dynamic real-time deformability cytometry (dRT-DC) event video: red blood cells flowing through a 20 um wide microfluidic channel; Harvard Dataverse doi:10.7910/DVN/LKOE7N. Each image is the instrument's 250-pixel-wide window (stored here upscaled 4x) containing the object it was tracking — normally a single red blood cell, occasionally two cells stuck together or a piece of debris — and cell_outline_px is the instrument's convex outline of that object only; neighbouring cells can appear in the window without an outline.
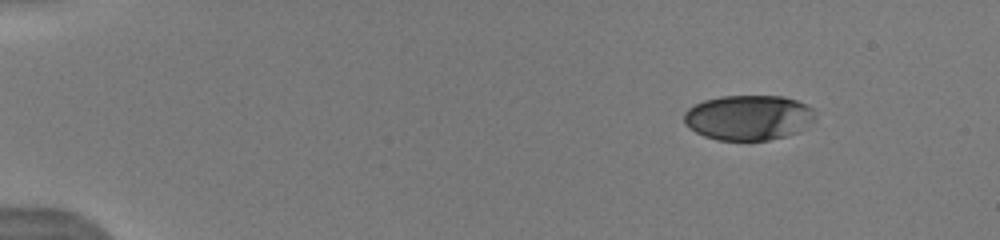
{"species": "human", "species_latin": "Homo sapiens", "temperature_condition": "warm", "stored_images_in_passage": 29, "camera_frame_rate_fps": 3000, "um_per_image_px": 0.085, "donor": {"sex": "male"}, "frame": {"image": 1, "passage_image": 1, "time_ms": 0.0, "image_size_px": [1000, 240], "cell_outline_px": [[816, 120], [800, 132], [768, 140], [716, 140], [704, 136], [696, 132], [684, 124], [684, 112], [688, 108], [704, 100], [720, 96], [784, 96], [796, 100], [812, 108], [816, 116]], "centroid_in_image_um": [63.64, 9.99], "position_along_channel_um": 21.4, "area_um2": 34.74}}
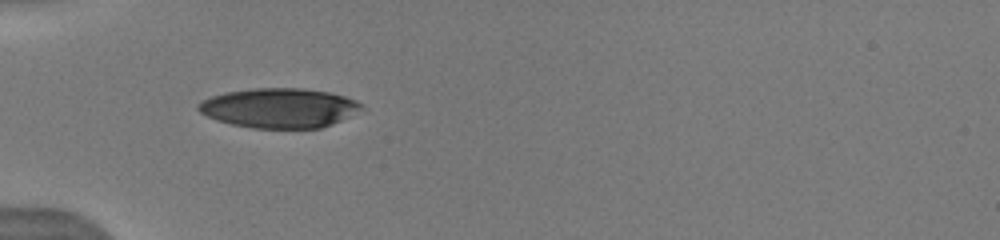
{"frame": {"image": 2, "passage_image": 10, "time_ms": 3.667, "image_size_px": [1000, 240], "cell_outline_px": [[364, 108], [332, 124], [320, 128], [252, 128], [232, 124], [216, 120], [200, 112], [196, 108], [196, 104], [212, 96], [228, 92], [252, 88], [304, 88], [328, 92], [344, 96], [356, 100], [364, 104]], "centroid_in_image_um": [23.74, 9.17], "position_along_channel_um": 61.3, "area_um2": 37.57}}
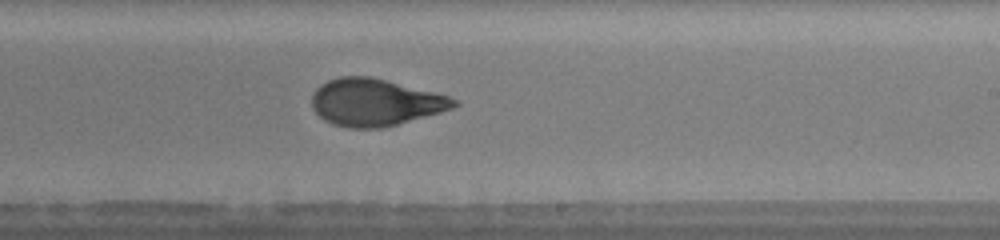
{"frame": {"image": 3, "passage_image": 29, "time_ms": 8.667, "image_size_px": [1000, 240], "cell_outline_px": [[460, 104], [452, 108], [440, 112], [396, 124], [380, 128], [348, 128], [332, 124], [324, 120], [312, 108], [312, 96], [316, 88], [320, 84], [328, 80], [340, 76], [372, 76], [436, 92], [460, 100]], "centroid_in_image_um": [31.89, 8.68], "position_along_channel_um": 257.1, "area_um2": 39.13}}